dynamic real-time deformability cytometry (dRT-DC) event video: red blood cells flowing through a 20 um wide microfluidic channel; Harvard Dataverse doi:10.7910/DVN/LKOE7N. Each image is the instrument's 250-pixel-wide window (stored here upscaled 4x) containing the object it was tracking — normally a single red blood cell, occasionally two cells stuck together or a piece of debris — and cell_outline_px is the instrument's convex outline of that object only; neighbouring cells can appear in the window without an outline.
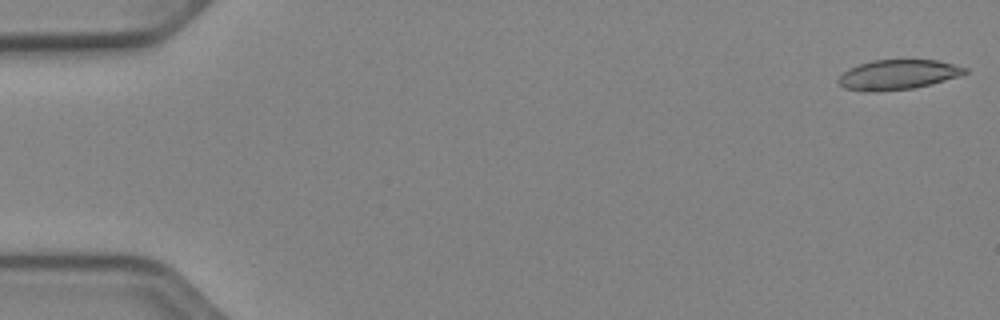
{"species": "Egyptian fruit bat (a non-hibernating species)", "species_latin": "Rousettus aegyptiacus", "temperature_condition": "cold", "stored_images_in_passage": 51, "camera_frame_rate_fps": 3000, "um_per_image_px": 0.085, "animal": {"sex": "female"}, "frame": {"image": 1, "passage_image": 1, "time_ms": 0.0, "image_size_px": [1000, 320], "cell_outline_px": [[968, 72], [960, 76], [932, 84], [912, 88], [880, 92], [864, 92], [844, 88], [836, 80], [848, 68], [872, 60], [936, 60], [968, 68]], "centroid_in_image_um": [76.31, 6.36], "position_along_channel_um": 8.7, "area_um2": 22.14}}
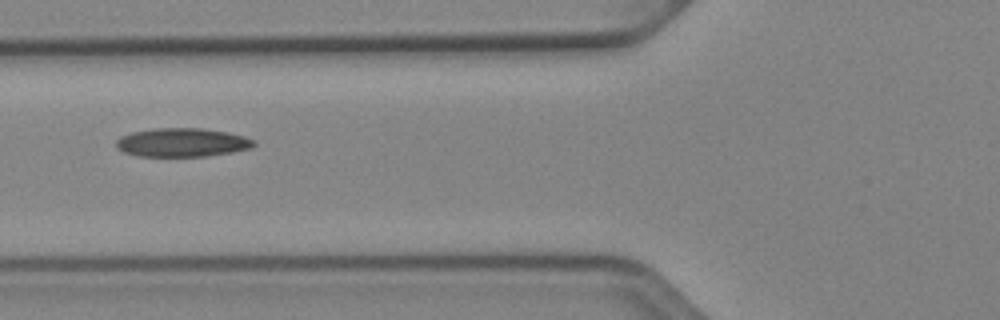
{"frame": {"image": 2, "passage_image": 20, "time_ms": 6.333, "image_size_px": [1000, 320], "cell_outline_px": [[256, 144], [252, 148], [232, 152], [208, 156], [136, 156], [124, 152], [116, 148], [116, 140], [120, 136], [132, 132], [156, 128], [200, 128], [228, 132], [244, 136], [256, 140]], "centroid_in_image_um": [15.49, 12.11], "position_along_channel_um": 110.3, "area_um2": 23.18}}
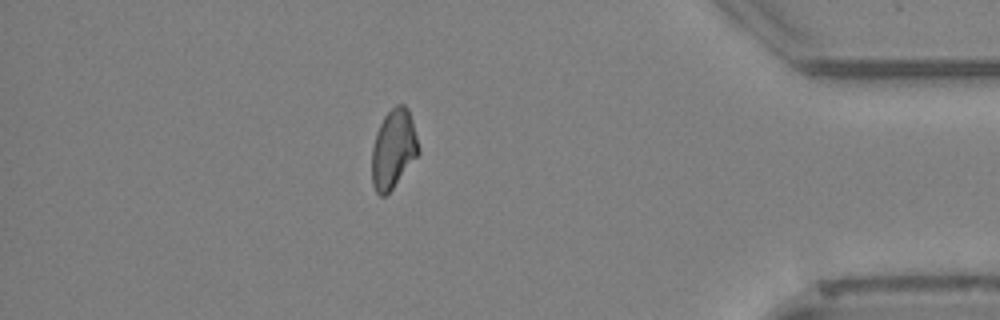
{"frame": {"image": 3, "passage_image": 45, "time_ms": 14.667, "image_size_px": [1000, 320], "cell_outline_px": [[420, 152], [392, 188], [384, 196], [380, 196], [376, 192], [372, 184], [372, 148], [376, 132], [384, 116], [396, 104], [404, 104], [408, 108], [412, 120], [420, 148]], "centroid_in_image_um": [33.44, 12.64], "position_along_channel_um": 401.8, "area_um2": 21.33}}